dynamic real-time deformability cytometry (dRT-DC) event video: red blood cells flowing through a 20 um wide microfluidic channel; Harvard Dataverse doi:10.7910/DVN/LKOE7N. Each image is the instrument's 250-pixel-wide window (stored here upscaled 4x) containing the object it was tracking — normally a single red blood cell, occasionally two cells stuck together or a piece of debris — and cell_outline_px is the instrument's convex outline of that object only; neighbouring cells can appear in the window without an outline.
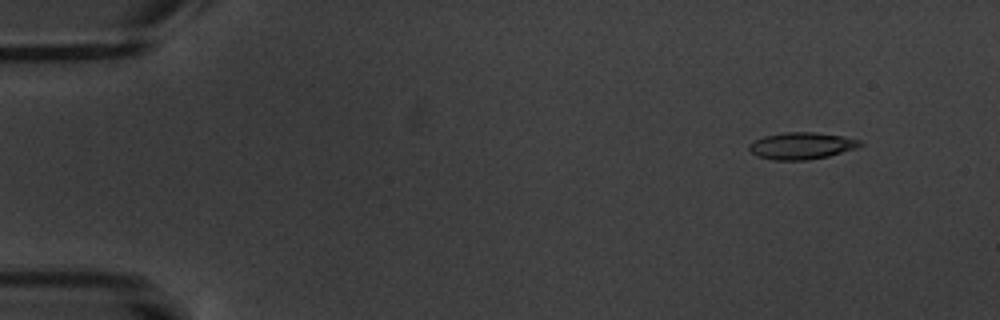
{"species": "common noctule bat (a hibernating species)", "species_latin": "Nyctalus noctula", "temperature_condition": "warm", "stored_images_in_passage": 4, "camera_frame_rate_fps": 3000, "um_per_image_px": 0.085, "animal": {"sex": "male", "body_mass_g": 20.1, "forearm_length_mm": 53.5}, "frame": {"image": 1, "passage_image": 1, "time_ms": 0.0, "image_size_px": [1000, 320], "cell_outline_px": [[864, 144], [856, 148], [828, 156], [808, 160], [772, 160], [756, 156], [748, 148], [748, 144], [764, 136], [784, 132], [816, 132], [844, 136], [860, 140]], "centroid_in_image_um": [68.13, 12.39], "position_along_channel_um": 16.9, "area_um2": 17.46}}